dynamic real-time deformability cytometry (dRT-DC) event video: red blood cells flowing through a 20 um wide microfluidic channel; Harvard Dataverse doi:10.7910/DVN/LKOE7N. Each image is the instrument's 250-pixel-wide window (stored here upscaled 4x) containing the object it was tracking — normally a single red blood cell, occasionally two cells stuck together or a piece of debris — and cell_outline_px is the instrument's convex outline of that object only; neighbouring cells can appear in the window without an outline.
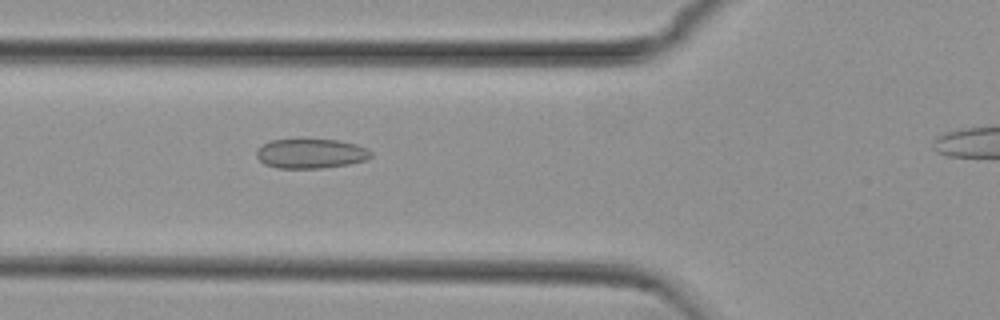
{"species": "common noctule bat (a hibernating species)", "species_latin": "Nyctalus noctula", "temperature_condition": "cold", "stored_images_in_passage": 44, "camera_frame_rate_fps": 3000, "um_per_image_px": 0.085, "animal": {"sex": "female", "body_mass_g": 29.2, "forearm_length_mm": 56.3}, "frame": {"image": 1, "passage_image": 16, "time_ms": 5.0, "image_size_px": [1000, 320], "cell_outline_px": [[372, 156], [368, 160], [348, 164], [324, 168], [276, 168], [264, 164], [256, 156], [256, 148], [272, 140], [300, 136], [336, 140], [356, 144], [372, 152]], "centroid_in_image_um": [26.38, 13.01], "position_along_channel_um": 99.4, "area_um2": 20.58}}
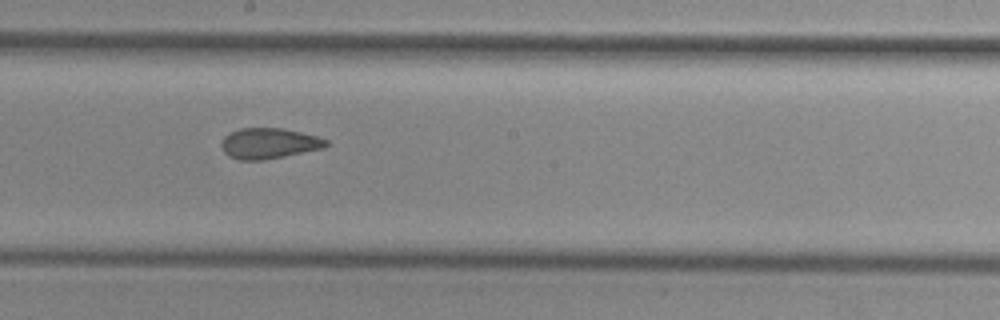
{"frame": {"image": 2, "passage_image": 26, "time_ms": 8.333, "image_size_px": [1000, 320], "cell_outline_px": [[328, 144], [324, 148], [264, 160], [240, 160], [228, 156], [224, 152], [220, 144], [224, 136], [240, 128], [280, 128], [300, 132], [316, 136], [328, 140]], "centroid_in_image_um": [22.84, 12.19], "position_along_channel_um": 225.4, "area_um2": 18.61}}
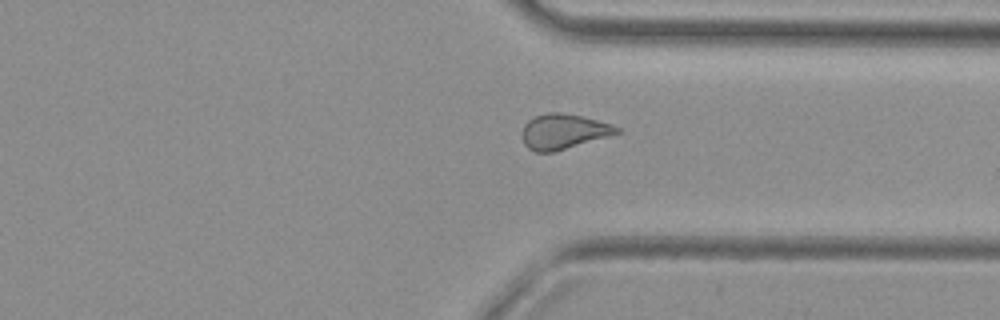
{"frame": {"image": 3, "passage_image": 37, "time_ms": 12.0, "image_size_px": [1000, 320], "cell_outline_px": [[620, 132], [612, 136], [552, 152], [536, 152], [528, 148], [524, 144], [524, 124], [528, 120], [536, 116], [548, 112], [560, 112], [584, 116], [612, 124], [620, 128]], "centroid_in_image_um": [47.95, 11.17], "position_along_channel_um": 363.4, "area_um2": 19.36}, "authors_computed_cell_mechanics": {"area_um2": 19.6809, "velocity_mm_per_s": 3.7709, "shape_relaxation_time_tau1_ms": null, "shape_relaxation_time_tau2_ms": 2.163, "deformation_change_tau1": null, "deformation_change_tau2": 0.0853}}